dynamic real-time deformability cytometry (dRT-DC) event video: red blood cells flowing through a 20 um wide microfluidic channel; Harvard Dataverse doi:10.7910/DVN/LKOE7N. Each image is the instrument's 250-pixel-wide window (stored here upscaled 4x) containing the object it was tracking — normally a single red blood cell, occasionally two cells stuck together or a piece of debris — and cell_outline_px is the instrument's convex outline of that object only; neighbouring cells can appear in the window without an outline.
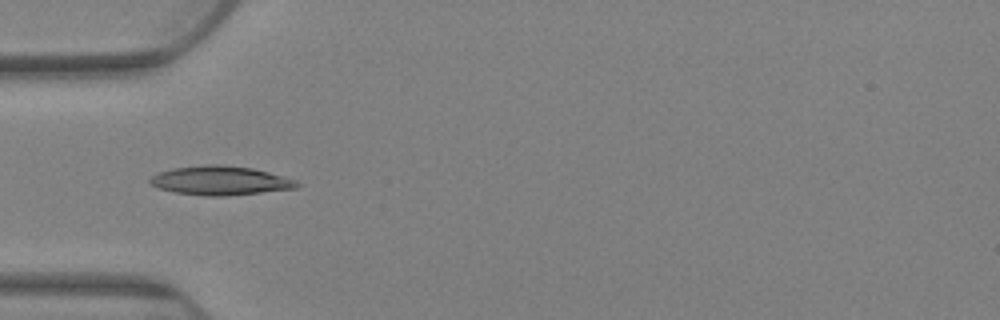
{"species": "Egyptian fruit bat (a non-hibernating species)", "species_latin": "Rousettus aegyptiacus", "temperature_condition": "warm", "stored_images_in_passage": 55, "camera_frame_rate_fps": 3000, "um_per_image_px": 0.085, "animal": {"sex": "female"}, "frame": {"image": 1, "passage_image": 1, "time_ms": 0.0, "image_size_px": [1000, 320], "cell_outline_px": [[300, 184], [296, 188], [228, 196], [204, 196], [176, 192], [160, 188], [148, 184], [148, 180], [156, 172], [172, 168], [204, 164], [220, 164], [252, 168], [268, 172], [296, 180]], "centroid_in_image_um": [18.67, 15.34], "position_along_channel_um": 66.3, "area_um2": 24.97}}
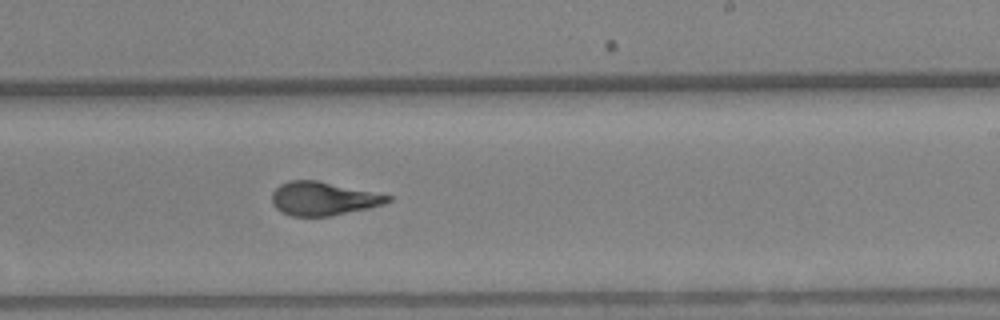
{"frame": {"image": 2, "passage_image": 24, "time_ms": 7.667, "image_size_px": [1000, 320], "cell_outline_px": [[392, 200], [384, 204], [368, 208], [328, 216], [292, 216], [280, 212], [272, 204], [272, 192], [280, 184], [288, 180], [316, 180], [392, 196]], "centroid_in_image_um": [27.43, 16.88], "position_along_channel_um": 261.6, "area_um2": 22.48}}
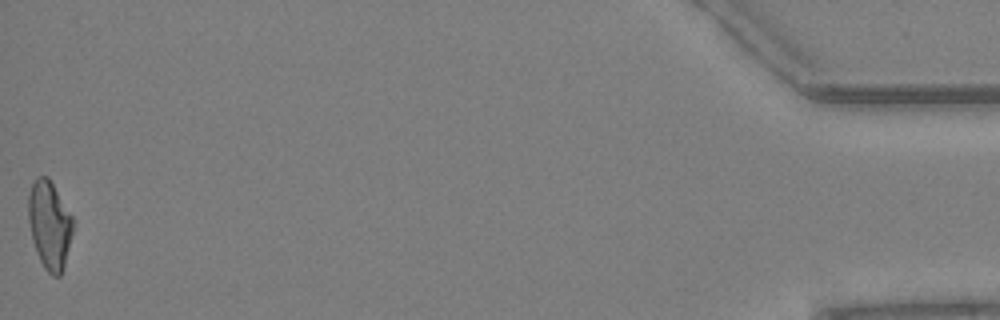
{"frame": {"image": 3, "passage_image": 55, "time_ms": 18.0, "image_size_px": [1000, 320], "cell_outline_px": [[72, 232], [64, 268], [60, 276], [52, 276], [44, 268], [36, 252], [32, 240], [28, 220], [28, 196], [32, 184], [36, 176], [48, 176], [72, 216]], "centroid_in_image_um": [4.19, 19.12], "position_along_channel_um": 431.0, "area_um2": 22.83}, "authors_computed_cell_mechanics": {"area_um2": 22.831, "velocity_mm_per_s": 2.564, "shape_relaxation_time_tau1_ms": null, "shape_relaxation_time_tau2_ms": 1.5142, "deformation_change_tau1": null, "deformation_change_tau2": 0.0824}}